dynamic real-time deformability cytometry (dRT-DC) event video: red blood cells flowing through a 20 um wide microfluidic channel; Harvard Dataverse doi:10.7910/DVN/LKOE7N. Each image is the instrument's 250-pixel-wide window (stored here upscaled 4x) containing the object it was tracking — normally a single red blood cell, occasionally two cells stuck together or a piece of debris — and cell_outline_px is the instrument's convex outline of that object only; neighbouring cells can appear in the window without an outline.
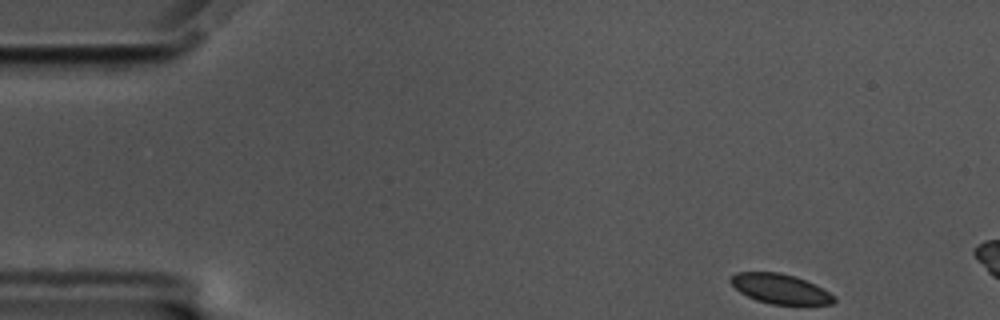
{"species": "common noctule bat (a hibernating species)", "species_latin": "Nyctalus noctula", "temperature_condition": "cold", "stored_images_in_passage": 9, "camera_frame_rate_fps": 3000, "um_per_image_px": 0.085, "animal": {"sex": "male", "body_mass_g": 17.5, "forearm_length_mm": 52.3}, "frame": {"image": 1, "passage_image": 1, "time_ms": 0.0, "image_size_px": [1000, 320], "cell_outline_px": [[836, 300], [832, 304], [772, 304], [756, 300], [740, 292], [728, 280], [736, 272], [780, 272], [804, 280], [836, 296]], "centroid_in_image_um": [66.29, 24.55], "position_along_channel_um": 18.7, "area_um2": 17.57}}